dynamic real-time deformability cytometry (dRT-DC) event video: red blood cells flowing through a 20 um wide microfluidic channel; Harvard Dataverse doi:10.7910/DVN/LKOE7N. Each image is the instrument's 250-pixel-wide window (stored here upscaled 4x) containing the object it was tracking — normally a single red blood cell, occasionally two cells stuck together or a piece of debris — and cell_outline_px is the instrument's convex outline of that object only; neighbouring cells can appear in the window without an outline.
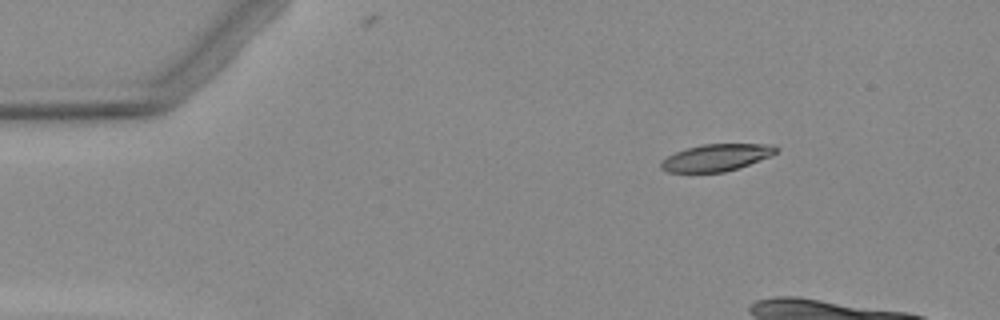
{"species": "Egyptian fruit bat (a non-hibernating species)", "species_latin": "Rousettus aegyptiacus", "temperature_condition": "warm", "stored_images_in_passage": 5, "camera_frame_rate_fps": 3000, "um_per_image_px": 0.085, "animal": {"sex": "female"}, "frame": {"image": 1, "passage_image": 2, "time_ms": 1.333, "image_size_px": [1000, 320], "cell_outline_px": [[780, 148], [772, 156], [724, 172], [668, 172], [660, 168], [660, 164], [668, 156], [676, 152], [688, 148], [704, 144], [772, 144]], "centroid_in_image_um": [60.92, 13.39], "position_along_channel_um": 24.1, "area_um2": 17.86}}
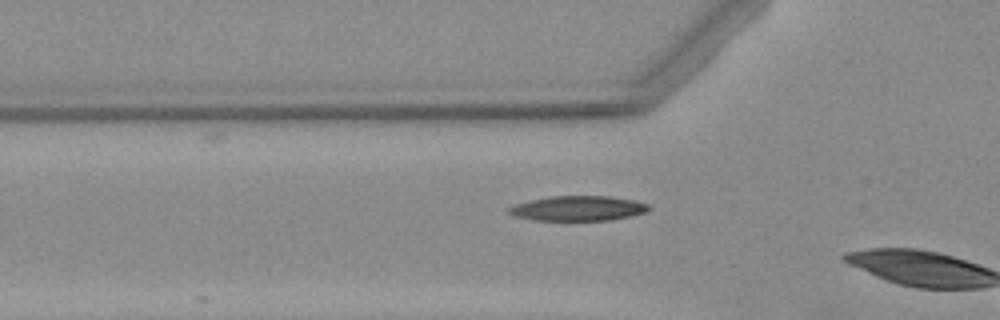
{"frame": {"image": 2, "passage_image": 5, "time_ms": 4.667, "image_size_px": [1000, 320], "cell_outline_px": [[652, 208], [648, 212], [608, 220], [532, 220], [512, 216], [504, 208], [516, 204], [548, 196], [608, 196], [632, 200], [648, 204]], "centroid_in_image_um": [49.09, 17.71], "position_along_channel_um": 76.7, "area_um2": 20.35}}